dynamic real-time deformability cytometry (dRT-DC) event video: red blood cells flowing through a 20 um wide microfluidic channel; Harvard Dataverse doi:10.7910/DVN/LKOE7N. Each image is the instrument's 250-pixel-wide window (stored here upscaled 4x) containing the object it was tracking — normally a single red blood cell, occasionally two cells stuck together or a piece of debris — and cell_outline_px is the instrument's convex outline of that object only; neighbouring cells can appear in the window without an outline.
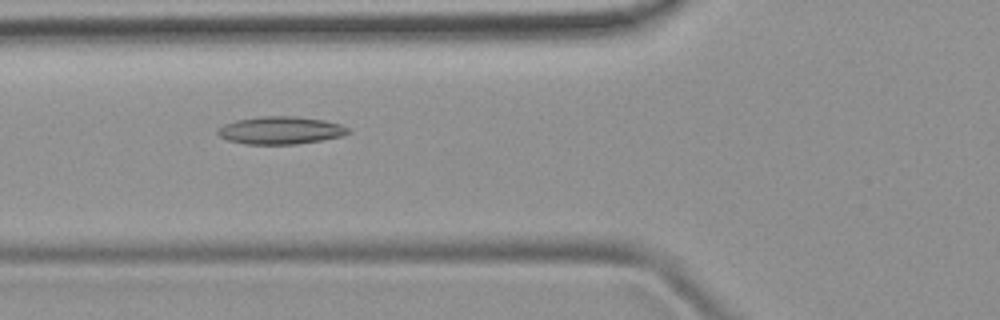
{"species": "common noctule bat (a hibernating species)", "species_latin": "Nyctalus noctula", "temperature_condition": "room temperature", "stored_images_in_passage": 2, "camera_frame_rate_fps": 3000, "um_per_image_px": 0.085, "animal": {"sex": "female", "body_mass_g": 19.9}, "frame": {"image": 1, "passage_image": 2, "time_ms": 1.0, "image_size_px": [1000, 320], "cell_outline_px": [[352, 132], [344, 136], [296, 144], [244, 144], [228, 140], [220, 136], [216, 132], [224, 124], [236, 120], [260, 116], [296, 116], [324, 120], [340, 124], [348, 128]], "centroid_in_image_um": [23.87, 11.07], "position_along_channel_um": 101.9, "area_um2": 21.04}}